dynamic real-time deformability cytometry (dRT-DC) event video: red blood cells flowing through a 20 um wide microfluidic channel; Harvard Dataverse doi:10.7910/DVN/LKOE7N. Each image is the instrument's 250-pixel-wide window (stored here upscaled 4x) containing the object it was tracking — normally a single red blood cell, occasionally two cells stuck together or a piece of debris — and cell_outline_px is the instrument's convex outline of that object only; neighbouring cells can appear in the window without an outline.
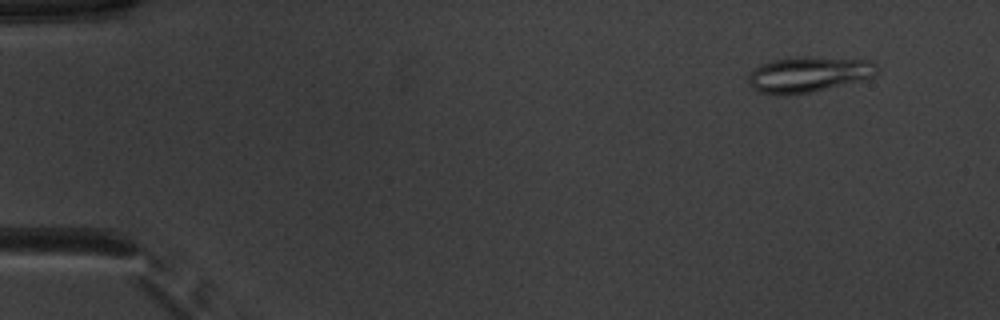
{"species": "common noctule bat (a hibernating species)", "species_latin": "Nyctalus noctula", "temperature_condition": "warm", "stored_images_in_passage": 52, "camera_frame_rate_fps": 3000, "um_per_image_px": 0.085, "animal": {"sex": "male", "body_mass_g": 20.1, "forearm_length_mm": 53.5}, "frame": {"image": 1, "passage_image": 5, "time_ms": 1.333, "image_size_px": [1000, 320], "cell_outline_px": [[880, 72], [872, 76], [812, 92], [784, 96], [780, 96], [760, 92], [752, 88], [748, 80], [748, 72], [760, 64], [772, 60], [796, 56], [804, 56], [872, 60], [876, 64]], "centroid_in_image_um": [68.67, 6.31], "position_along_channel_um": 16.3, "area_um2": 26.88}}
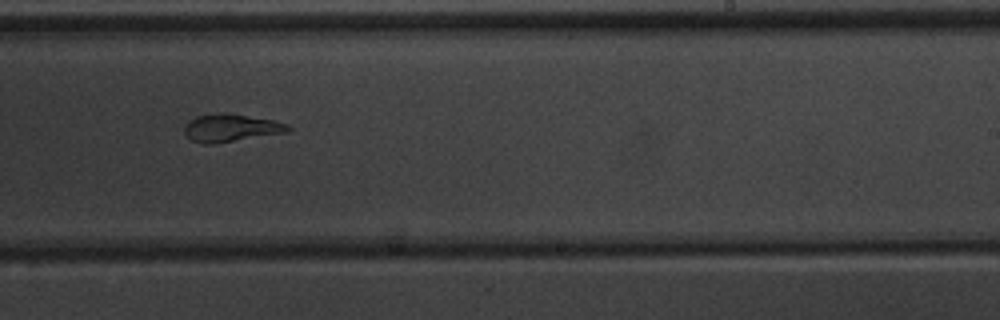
{"frame": {"image": 2, "passage_image": 33, "time_ms": 10.667, "image_size_px": [1000, 320], "cell_outline_px": [[292, 128], [288, 132], [216, 144], [200, 144], [192, 140], [184, 132], [184, 128], [196, 116], [216, 112], [224, 112], [272, 120], [288, 124]], "centroid_in_image_um": [19.64, 10.88], "position_along_channel_um": 269.4, "area_um2": 16.76}}
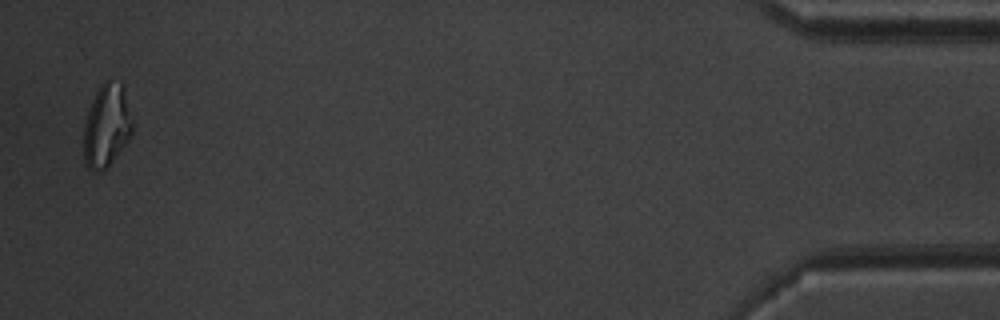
{"frame": {"image": 3, "passage_image": 51, "time_ms": 16.667, "image_size_px": [1000, 320], "cell_outline_px": [[132, 136], [108, 168], [104, 172], [96, 172], [88, 168], [84, 164], [84, 120], [92, 100], [100, 84], [104, 80], [108, 80], [124, 84], [132, 120]], "centroid_in_image_um": [9.07, 10.72], "position_along_channel_um": 426.1, "area_um2": 24.1}, "authors_computed_cell_mechanics": {"area_um2": 19.9988, "velocity_mm_per_s": 3.9563, "shape_relaxation_time_tau1_ms": null, "shape_relaxation_time_tau2_ms": 1.3042, "deformation_change_tau1": null, "deformation_change_tau2": 0.0732}}